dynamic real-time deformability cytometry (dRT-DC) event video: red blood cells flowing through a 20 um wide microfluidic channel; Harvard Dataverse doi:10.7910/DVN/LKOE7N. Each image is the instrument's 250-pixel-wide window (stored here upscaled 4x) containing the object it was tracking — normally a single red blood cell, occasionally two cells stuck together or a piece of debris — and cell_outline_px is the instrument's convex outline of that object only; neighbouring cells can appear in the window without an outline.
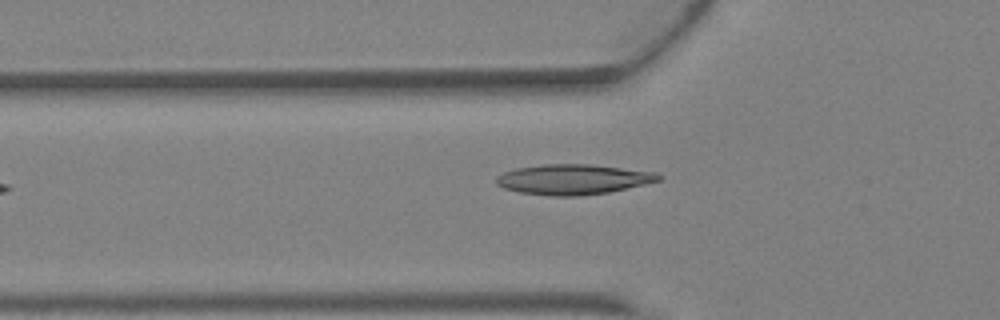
{"species": "Egyptian fruit bat (a non-hibernating species)", "species_latin": "Rousettus aegyptiacus", "temperature_condition": "warm", "stored_images_in_passage": 4, "camera_frame_rate_fps": 3000, "um_per_image_px": 0.085, "animal": {"sex": "female"}, "frame": {"image": 1, "passage_image": 4, "time_ms": 1.0, "image_size_px": [1000, 320], "cell_outline_px": [[664, 176], [660, 180], [644, 184], [608, 192], [576, 196], [552, 196], [520, 192], [504, 188], [496, 184], [496, 176], [504, 172], [516, 168], [544, 164], [592, 164], [656, 172]], "centroid_in_image_um": [48.72, 15.24], "position_along_channel_um": 77.1, "area_um2": 28.5}}